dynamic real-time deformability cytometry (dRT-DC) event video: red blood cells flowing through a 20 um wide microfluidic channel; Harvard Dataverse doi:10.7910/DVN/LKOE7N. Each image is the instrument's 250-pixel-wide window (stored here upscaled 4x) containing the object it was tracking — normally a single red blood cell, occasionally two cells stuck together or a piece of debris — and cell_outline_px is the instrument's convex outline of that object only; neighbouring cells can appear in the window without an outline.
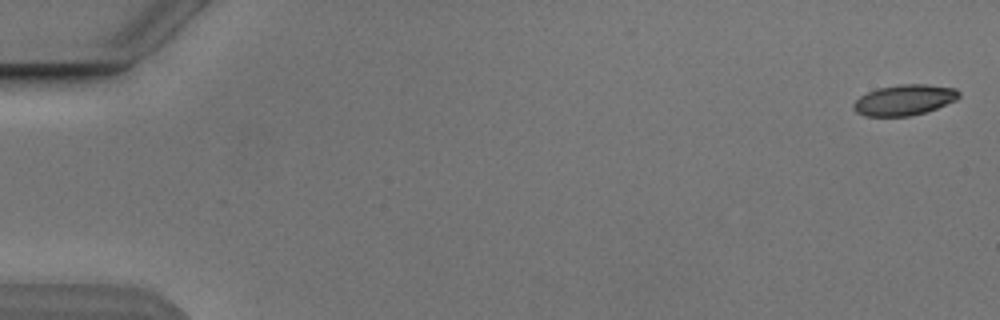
{"species": "Egyptian fruit bat (a non-hibernating species)", "species_latin": "Rousettus aegyptiacus", "temperature_condition": "cold", "stored_images_in_passage": 8, "camera_frame_rate_fps": 3000, "um_per_image_px": 0.085, "animal": {"sex": "male"}, "frame": {"image": 1, "passage_image": 1, "time_ms": 0.0, "image_size_px": [1000, 320], "cell_outline_px": [[960, 96], [956, 100], [936, 108], [924, 112], [908, 116], [864, 116], [856, 112], [852, 108], [852, 104], [860, 96], [876, 88], [900, 84], [924, 84], [956, 88], [960, 92]], "centroid_in_image_um": [76.85, 8.49], "position_along_channel_um": 8.2, "area_um2": 18.84}}
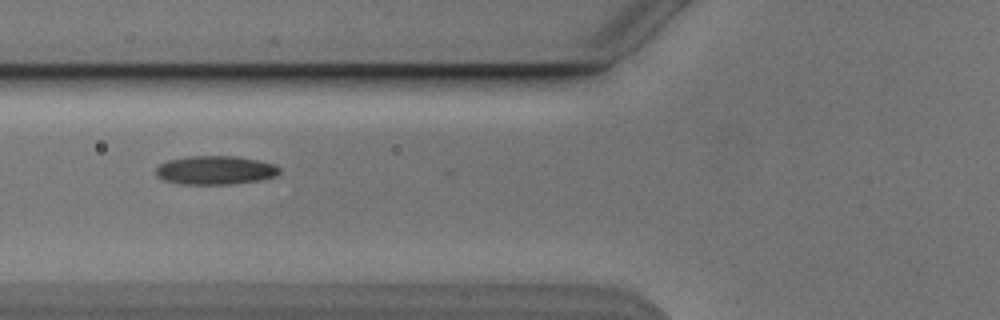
{"frame": {"image": 2, "passage_image": 6, "time_ms": 6.667, "image_size_px": [1000, 320], "cell_outline_px": [[280, 172], [276, 176], [260, 180], [232, 184], [180, 184], [164, 180], [156, 176], [156, 168], [160, 164], [168, 160], [188, 156], [236, 156], [276, 164], [280, 168]], "centroid_in_image_um": [18.31, 14.47], "position_along_channel_um": 107.5, "area_um2": 20.75}}
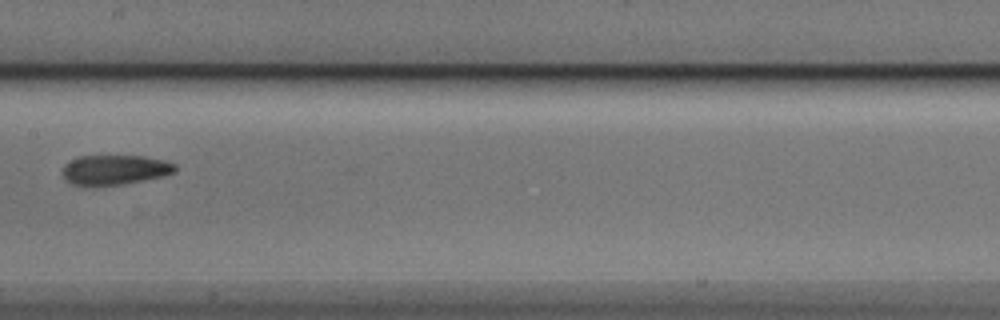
{"frame": {"image": 3, "passage_image": 8, "time_ms": 9.0, "image_size_px": [1000, 320], "cell_outline_px": [[176, 172], [164, 176], [124, 184], [96, 188], [92, 188], [72, 184], [64, 180], [60, 172], [64, 164], [80, 156], [144, 156], [164, 160], [176, 164]], "centroid_in_image_um": [9.7, 14.47], "position_along_channel_um": 197.7, "area_um2": 20.29}}